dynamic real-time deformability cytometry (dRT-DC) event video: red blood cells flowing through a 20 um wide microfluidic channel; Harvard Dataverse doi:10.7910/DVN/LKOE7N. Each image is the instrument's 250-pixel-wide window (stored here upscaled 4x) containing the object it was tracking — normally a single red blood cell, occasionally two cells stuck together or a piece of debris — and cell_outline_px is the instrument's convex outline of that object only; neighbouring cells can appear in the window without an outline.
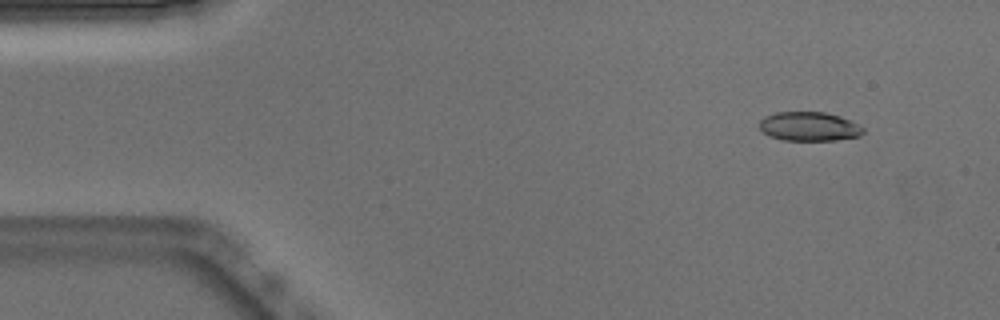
{"species": "Egyptian fruit bat (a non-hibernating species)", "species_latin": "Rousettus aegyptiacus", "temperature_condition": "warm", "stored_images_in_passage": 52, "camera_frame_rate_fps": 3000, "um_per_image_px": 0.085, "animal": {"sex": "male"}, "frame": {"image": 1, "passage_image": 5, "time_ms": 1.333, "image_size_px": [1000, 320], "cell_outline_px": [[864, 132], [860, 136], [836, 140], [784, 140], [768, 136], [760, 128], [760, 120], [764, 116], [776, 112], [824, 112], [840, 116], [852, 120], [860, 124], [864, 128]], "centroid_in_image_um": [68.81, 10.74], "position_along_channel_um": 16.2, "area_um2": 17.74}}
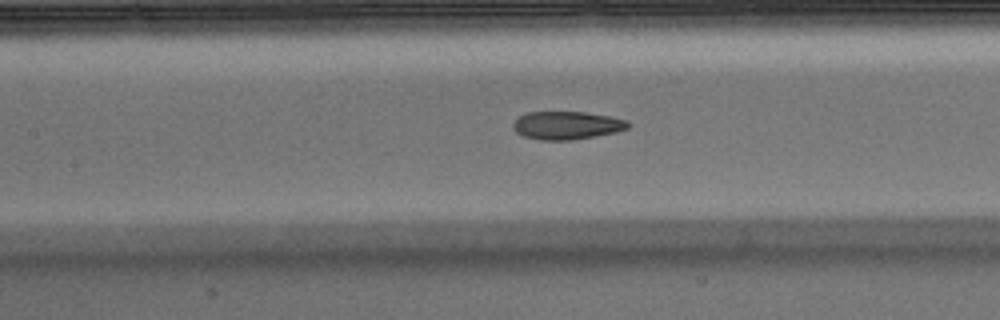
{"frame": {"image": 2, "passage_image": 23, "time_ms": 7.333, "image_size_px": [1000, 320], "cell_outline_px": [[628, 128], [616, 132], [572, 140], [540, 140], [524, 136], [516, 132], [512, 128], [512, 124], [520, 116], [528, 112], [584, 112], [608, 116], [628, 120]], "centroid_in_image_um": [48.16, 10.66], "position_along_channel_um": 159.2, "area_um2": 18.67}}
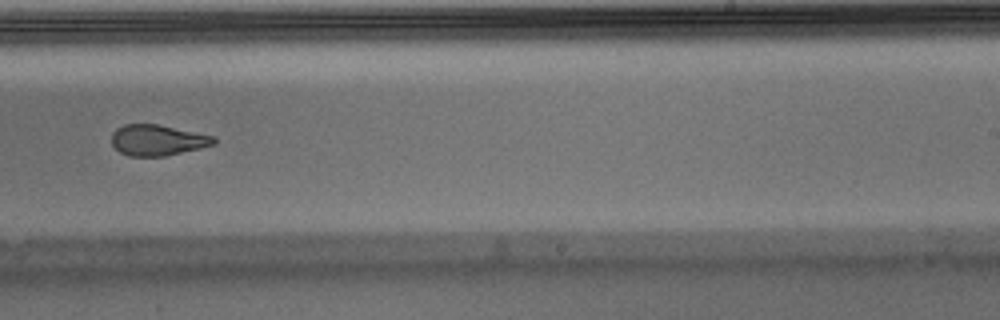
{"frame": {"image": 3, "passage_image": 32, "time_ms": 10.333, "image_size_px": [1000, 320], "cell_outline_px": [[216, 144], [200, 148], [164, 156], [128, 156], [120, 152], [112, 144], [112, 132], [116, 128], [124, 124], [156, 124], [216, 136]], "centroid_in_image_um": [13.39, 11.91], "position_along_channel_um": 275.6, "area_um2": 18.38}, "authors_computed_cell_mechanics": {"area_um2": 19.3052, "velocity_mm_per_s": 3.8922, "shape_relaxation_time_tau1_ms": 9.7296, "shape_relaxation_time_tau2_ms": 1.6096, "deformation_change_tau1": 0.2475, "deformation_change_tau2": 0.0849}}